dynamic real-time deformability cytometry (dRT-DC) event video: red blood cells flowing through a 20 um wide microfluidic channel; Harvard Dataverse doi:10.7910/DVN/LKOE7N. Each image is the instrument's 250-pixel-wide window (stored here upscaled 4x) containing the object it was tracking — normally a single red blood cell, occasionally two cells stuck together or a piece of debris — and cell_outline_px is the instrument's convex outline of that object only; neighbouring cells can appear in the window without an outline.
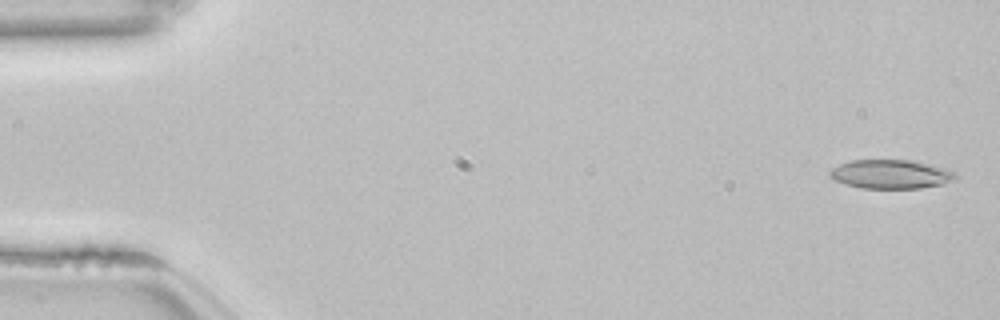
{"species": "common noctule bat (a hibernating species)", "species_latin": "Nyctalus noctula", "temperature_condition": "room temperature", "stored_images_in_passage": 11, "camera_frame_rate_fps": 3000, "um_per_image_px": 0.085, "animal": {"sex": "female", "body_mass_g": 22.7, "forearm_length_mm": 54.2}, "frame": {"image": 1, "passage_image": 2, "time_ms": 0.333, "image_size_px": [1000, 320], "cell_outline_px": [[956, 176], [952, 180], [944, 184], [920, 188], [860, 188], [836, 180], [828, 172], [832, 168], [840, 164], [852, 160], [908, 160], [928, 164], [944, 168], [952, 172]], "centroid_in_image_um": [75.7, 14.81], "position_along_channel_um": 9.3, "area_um2": 20.75}}